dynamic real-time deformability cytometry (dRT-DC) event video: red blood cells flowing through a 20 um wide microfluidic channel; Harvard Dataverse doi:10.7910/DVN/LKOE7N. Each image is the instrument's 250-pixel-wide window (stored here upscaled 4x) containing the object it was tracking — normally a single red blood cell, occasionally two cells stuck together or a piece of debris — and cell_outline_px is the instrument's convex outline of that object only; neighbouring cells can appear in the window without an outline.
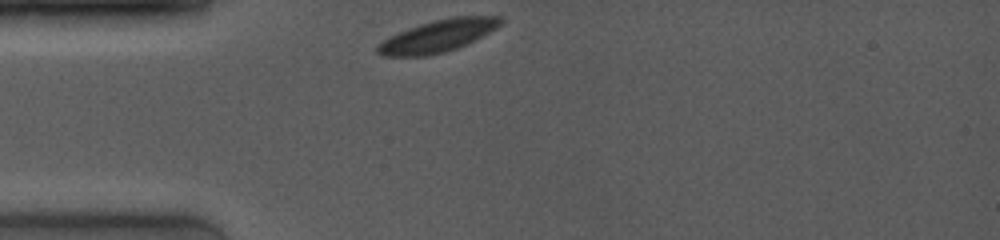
{"species": "common noctule bat (a hibernating species)", "species_latin": "Nyctalus noctula", "temperature_condition": "room temperature", "stored_images_in_passage": 41, "camera_frame_rate_fps": 4000, "um_per_image_px": 0.085, "animal": {"sex": "female", "body_mass_g": 19.0, "forearm_length_mm": 53.3}, "frame": {"image": 1, "passage_image": 1, "time_ms": 0.0, "image_size_px": [1000, 240], "cell_outline_px": [[504, 20], [496, 28], [456, 48], [444, 52], [428, 56], [384, 56], [376, 52], [376, 44], [408, 28], [420, 24], [452, 16], [500, 16]], "centroid_in_image_um": [37.19, 3.06], "position_along_channel_um": 47.8, "area_um2": 22.6}}
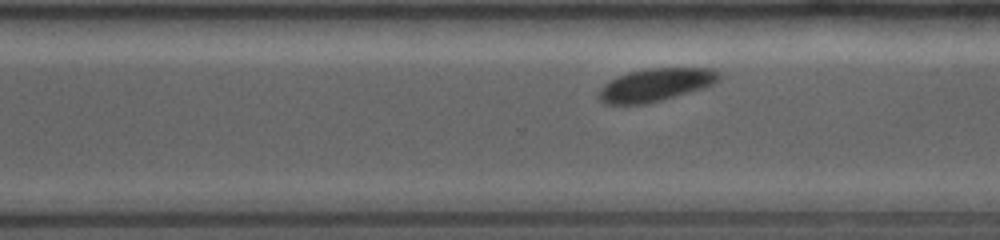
{"frame": {"image": 2, "passage_image": 30, "time_ms": 7.25, "image_size_px": [1000, 240], "cell_outline_px": [[720, 80], [704, 88], [660, 100], [644, 104], [604, 104], [600, 100], [596, 92], [604, 84], [628, 72], [648, 68], [708, 68], [720, 72]], "centroid_in_image_um": [55.72, 7.21], "position_along_channel_um": 314.9, "area_um2": 22.89}}
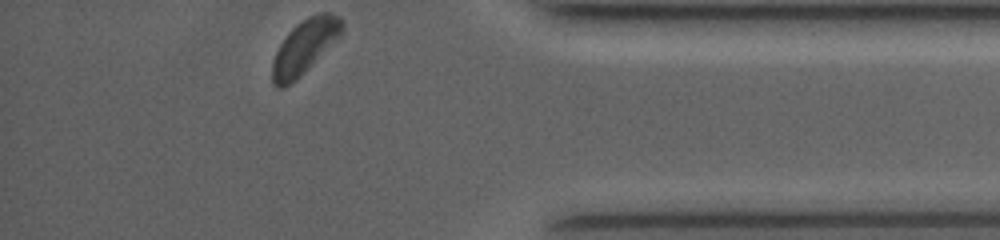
{"frame": {"image": 3, "passage_image": 41, "time_ms": 10.0, "image_size_px": [1000, 240], "cell_outline_px": [[344, 32], [300, 76], [284, 88], [276, 88], [272, 84], [272, 60], [280, 44], [288, 32], [296, 24], [308, 16], [320, 12], [328, 12], [340, 16], [344, 20]], "centroid_in_image_um": [25.9, 3.94], "position_along_channel_um": 409.3, "area_um2": 22.02}}